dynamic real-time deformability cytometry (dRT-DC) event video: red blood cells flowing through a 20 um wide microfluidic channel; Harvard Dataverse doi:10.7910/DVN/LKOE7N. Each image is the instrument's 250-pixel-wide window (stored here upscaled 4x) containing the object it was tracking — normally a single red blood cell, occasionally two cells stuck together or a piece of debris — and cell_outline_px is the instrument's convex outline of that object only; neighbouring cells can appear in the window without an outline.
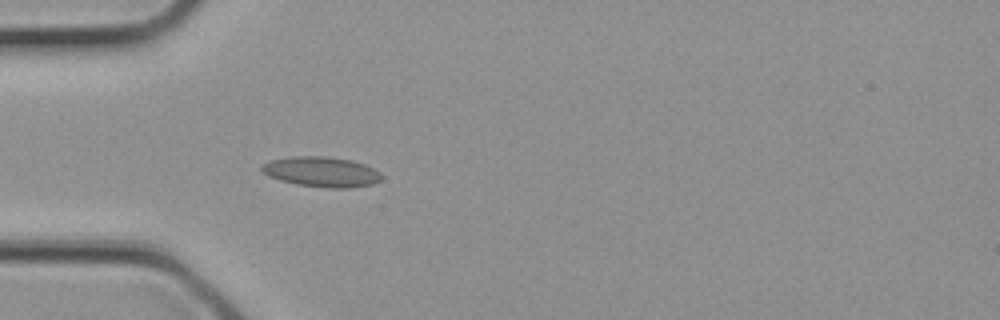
{"species": "common noctule bat (a hibernating species)", "species_latin": "Nyctalus noctula", "temperature_condition": "cold", "stored_images_in_passage": 3, "camera_frame_rate_fps": 3000, "um_per_image_px": 0.085, "animal": {"sex": "female", "body_mass_g": 21.9}, "frame": {"image": 1, "passage_image": 3, "time_ms": 0.667, "image_size_px": [1000, 320], "cell_outline_px": [[384, 176], [380, 180], [372, 184], [348, 188], [324, 188], [296, 184], [280, 180], [268, 176], [260, 168], [260, 164], [268, 160], [292, 156], [324, 156], [352, 160], [364, 164], [380, 172]], "centroid_in_image_um": [27.3, 14.6], "position_along_channel_um": 57.7, "area_um2": 21.27}}